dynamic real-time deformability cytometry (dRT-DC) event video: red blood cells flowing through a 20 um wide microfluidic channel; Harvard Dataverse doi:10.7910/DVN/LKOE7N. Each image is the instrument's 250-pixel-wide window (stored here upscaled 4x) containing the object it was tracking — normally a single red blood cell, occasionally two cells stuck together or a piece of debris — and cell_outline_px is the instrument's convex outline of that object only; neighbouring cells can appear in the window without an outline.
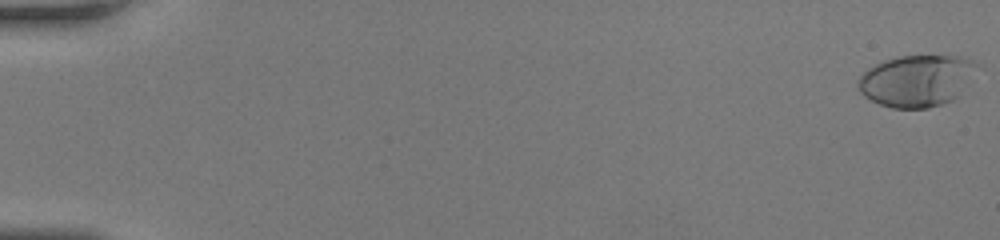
{"species": "human", "species_latin": "Homo sapiens", "temperature_condition": "room temperature", "stored_images_in_passage": 18, "camera_frame_rate_fps": 3000, "um_per_image_px": 0.085, "donor": {"sex": "female"}, "frame": {"image": 1, "passage_image": 1, "time_ms": 0.0, "image_size_px": [1000, 240], "cell_outline_px": [[976, 64], [960, 96], [952, 100], [928, 108], [892, 108], [880, 104], [864, 96], [856, 88], [856, 80], [868, 68], [884, 60], [896, 56], [960, 56], [972, 60]], "centroid_in_image_um": [77.84, 6.86], "position_along_channel_um": 7.2, "area_um2": 35.55}}
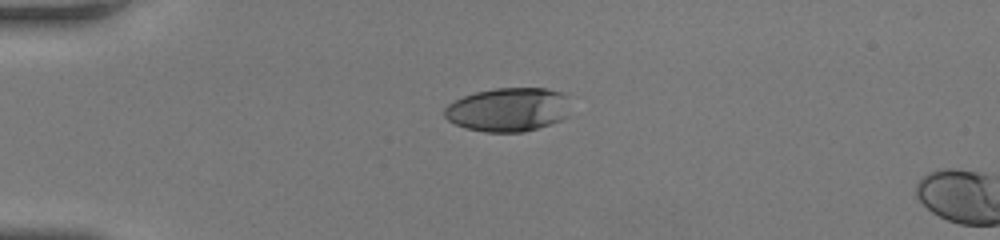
{"frame": {"image": 2, "passage_image": 15, "time_ms": 4.667, "image_size_px": [1000, 240], "cell_outline_px": [[568, 116], [552, 124], [524, 132], [484, 132], [468, 128], [456, 124], [448, 120], [444, 116], [444, 108], [448, 104], [464, 96], [476, 92], [496, 88], [544, 88], [564, 92]], "centroid_in_image_um": [43.18, 9.32], "position_along_channel_um": 41.8, "area_um2": 32.02}}